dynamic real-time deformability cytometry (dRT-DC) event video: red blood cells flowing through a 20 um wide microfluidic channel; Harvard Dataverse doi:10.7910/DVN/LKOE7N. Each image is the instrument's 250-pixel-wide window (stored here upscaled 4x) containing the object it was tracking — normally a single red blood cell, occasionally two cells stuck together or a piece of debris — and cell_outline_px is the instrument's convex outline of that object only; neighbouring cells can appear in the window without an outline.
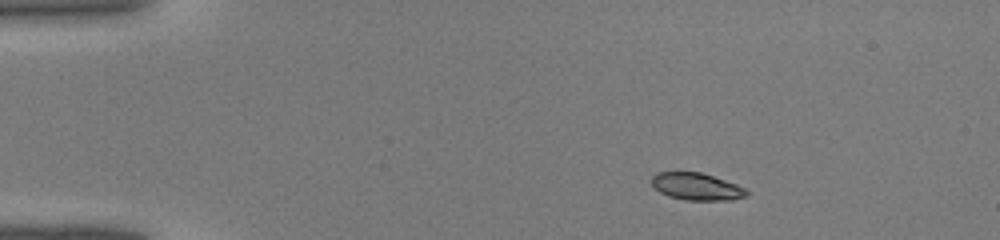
{"species": "common noctule bat (a hibernating species)", "species_latin": "Nyctalus noctula", "temperature_condition": "warm", "stored_images_in_passage": 37, "camera_frame_rate_fps": 3000, "um_per_image_px": 0.085, "animal": {"sex": "male", "body_mass_g": 19.0, "forearm_length_mm": 50.8}, "frame": {"image": 1, "passage_image": 1, "time_ms": 0.0, "image_size_px": [1000, 240], "cell_outline_px": [[748, 196], [732, 200], [684, 200], [668, 196], [660, 192], [652, 184], [652, 176], [656, 172], [700, 172], [736, 184], [744, 188], [748, 192]], "centroid_in_image_um": [59.21, 15.86], "position_along_channel_um": 25.8, "area_um2": 14.97}}
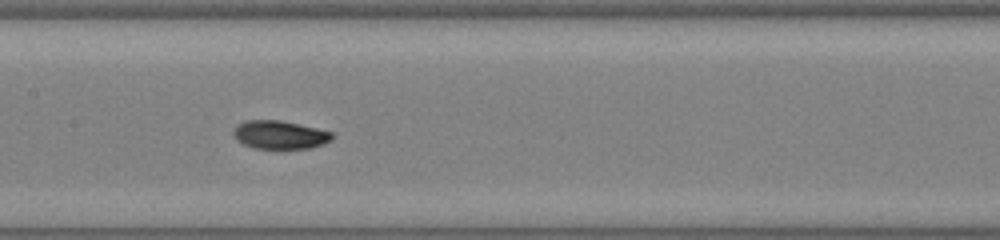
{"frame": {"image": 2, "passage_image": 16, "time_ms": 5.0, "image_size_px": [1000, 240], "cell_outline_px": [[336, 136], [332, 140], [324, 144], [312, 148], [252, 148], [236, 140], [232, 132], [236, 124], [248, 120], [280, 120], [316, 128], [332, 132]], "centroid_in_image_um": [23.79, 11.46], "position_along_channel_um": 183.6, "area_um2": 16.42}}
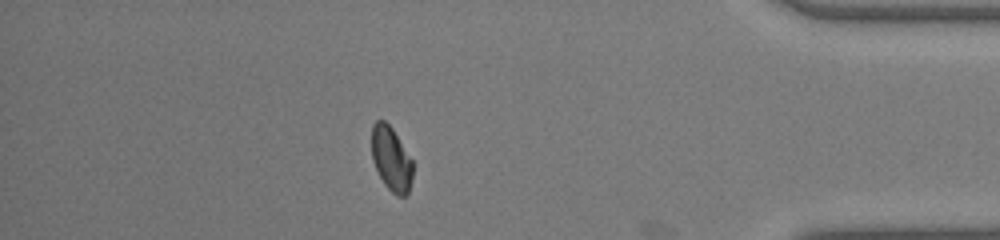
{"frame": {"image": 3, "passage_image": 32, "time_ms": 10.333, "image_size_px": [1000, 240], "cell_outline_px": [[412, 180], [408, 192], [404, 196], [396, 196], [384, 184], [372, 160], [372, 124], [376, 120], [384, 120], [392, 128], [412, 160]], "centroid_in_image_um": [33.24, 13.5], "position_along_channel_um": 402.0, "area_um2": 15.26}}